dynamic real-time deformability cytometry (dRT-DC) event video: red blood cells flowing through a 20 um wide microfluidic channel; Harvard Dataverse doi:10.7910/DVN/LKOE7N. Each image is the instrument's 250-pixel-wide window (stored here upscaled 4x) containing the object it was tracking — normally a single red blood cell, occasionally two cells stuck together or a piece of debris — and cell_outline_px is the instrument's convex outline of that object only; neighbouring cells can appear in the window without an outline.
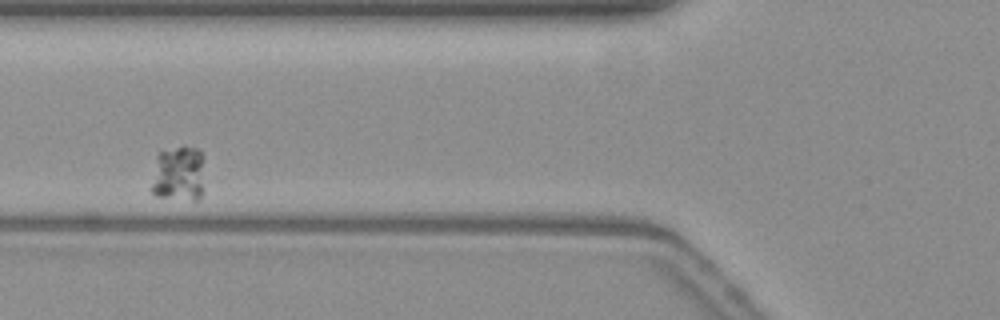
{"species": "common noctule bat (a hibernating species)", "species_latin": "Nyctalus noctula", "temperature_condition": "warm", "stored_images_in_passage": 27, "camera_frame_rate_fps": 3000, "um_per_image_px": 0.085, "animal": {"sex": "female", "body_mass_g": 19.3, "forearm_length_mm": 54.1}, "frame": {"image": 1, "passage_image": 8, "time_ms": 2.333, "image_size_px": [1000, 320], "cell_outline_px": [[204, 156], [200, 200], [192, 200], [156, 196], [152, 192], [152, 184], [156, 156], [160, 152], [184, 144], [196, 148]], "centroid_in_image_um": [15.19, 14.73], "position_along_channel_um": 110.6, "area_um2": 17.34}}